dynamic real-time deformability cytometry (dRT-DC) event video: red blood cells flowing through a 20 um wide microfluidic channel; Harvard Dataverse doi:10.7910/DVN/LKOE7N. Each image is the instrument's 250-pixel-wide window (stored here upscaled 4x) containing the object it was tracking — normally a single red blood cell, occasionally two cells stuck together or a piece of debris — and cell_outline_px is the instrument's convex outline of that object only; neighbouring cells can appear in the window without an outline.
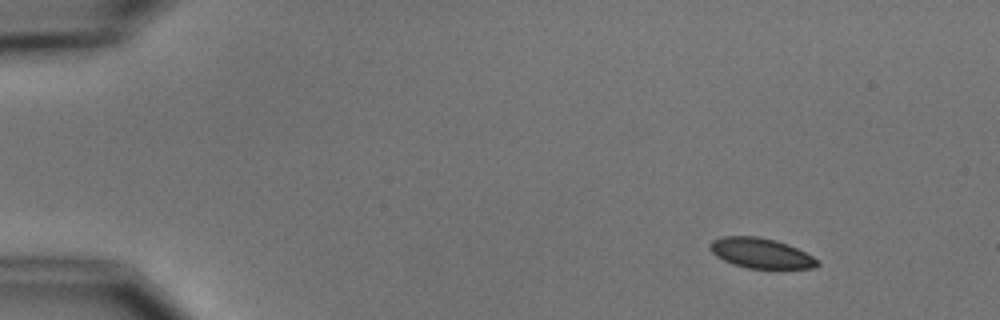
{"species": "common noctule bat (a hibernating species)", "species_latin": "Nyctalus noctula", "temperature_condition": "cold", "stored_images_in_passage": 5, "camera_frame_rate_fps": 3000, "um_per_image_px": 0.085, "animal": {"sex": "male", "body_mass_g": 15.6}, "frame": {"image": 1, "passage_image": 2, "time_ms": 1.333, "image_size_px": [1000, 320], "cell_outline_px": [[820, 264], [816, 268], [776, 272], [748, 268], [732, 264], [716, 256], [708, 248], [708, 244], [712, 240], [724, 236], [756, 236], [776, 240], [788, 244], [820, 260]], "centroid_in_image_um": [64.74, 21.58], "position_along_channel_um": 20.3, "area_um2": 19.88}}
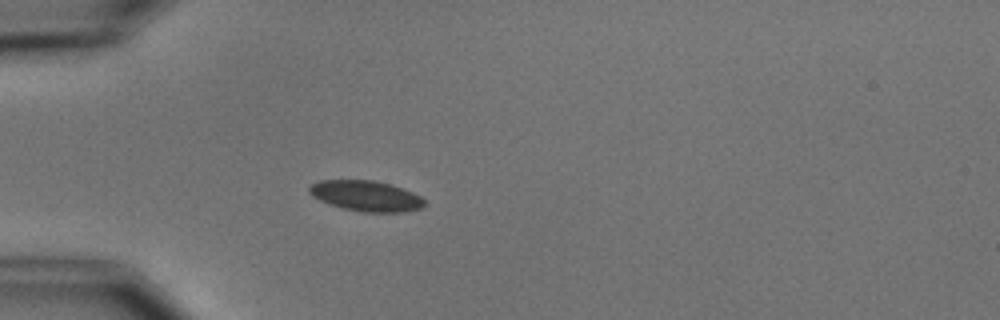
{"frame": {"image": 2, "passage_image": 5, "time_ms": 4.667, "image_size_px": [1000, 320], "cell_outline_px": [[424, 208], [404, 212], [364, 212], [344, 208], [320, 200], [312, 196], [308, 192], [308, 188], [312, 184], [320, 180], [372, 180], [388, 184], [412, 192], [420, 196], [424, 200]], "centroid_in_image_um": [31.12, 16.66], "position_along_channel_um": 53.9, "area_um2": 20.29}}